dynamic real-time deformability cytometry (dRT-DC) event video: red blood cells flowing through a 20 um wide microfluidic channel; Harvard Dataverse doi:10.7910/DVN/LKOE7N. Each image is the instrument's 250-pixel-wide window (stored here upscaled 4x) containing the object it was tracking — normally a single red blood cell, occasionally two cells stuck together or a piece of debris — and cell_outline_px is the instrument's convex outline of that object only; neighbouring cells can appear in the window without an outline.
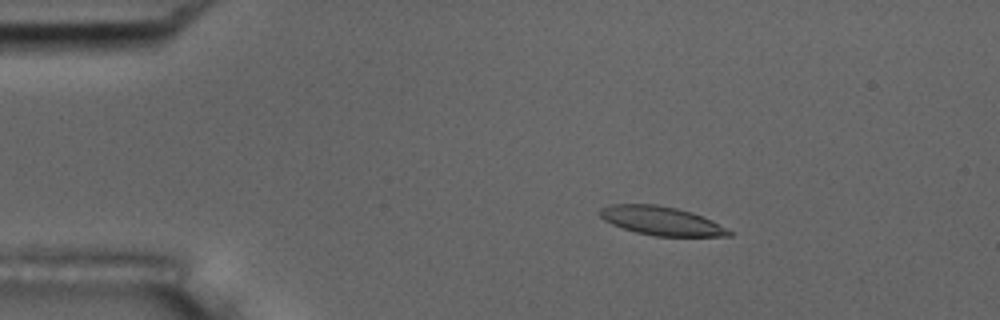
{"species": "common noctule bat (a hibernating species)", "species_latin": "Nyctalus noctula", "temperature_condition": "room temperature", "stored_images_in_passage": 54, "camera_frame_rate_fps": 3000, "um_per_image_px": 0.085, "animal": {"sex": "male", "body_mass_g": 17.5, "forearm_length_mm": 52.3}, "frame": {"image": 1, "passage_image": 9, "time_ms": 2.667, "image_size_px": [1000, 320], "cell_outline_px": [[732, 236], [656, 236], [636, 232], [612, 224], [604, 220], [600, 216], [600, 208], [612, 204], [656, 204], [676, 208], [692, 212], [712, 220], [732, 232]], "centroid_in_image_um": [56.21, 18.77], "position_along_channel_um": 28.8, "area_um2": 21.44}}
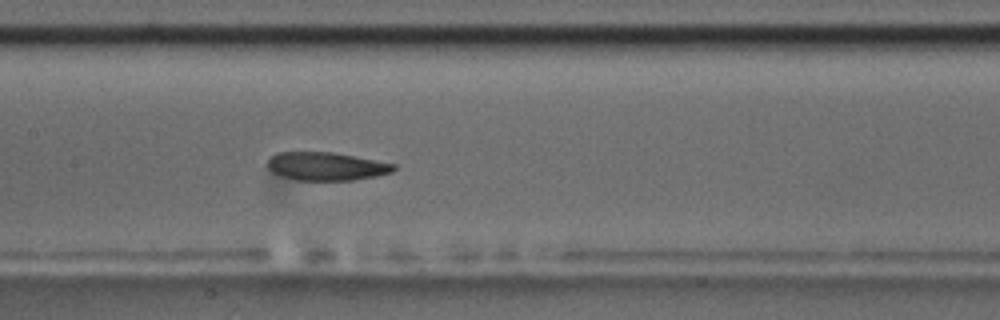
{"frame": {"image": 2, "passage_image": 26, "time_ms": 8.333, "image_size_px": [1000, 320], "cell_outline_px": [[396, 168], [392, 172], [376, 176], [352, 180], [296, 180], [280, 176], [272, 172], [268, 168], [268, 160], [276, 152], [332, 152], [396, 164]], "centroid_in_image_um": [27.71, 14.14], "position_along_channel_um": 179.7, "area_um2": 20.69}}
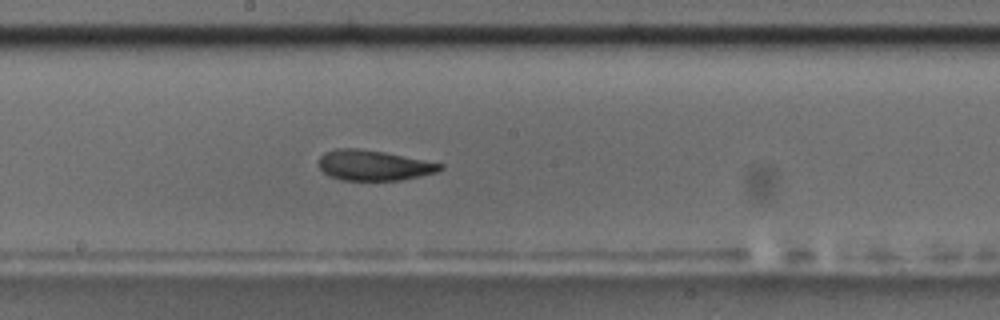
{"frame": {"image": 3, "passage_image": 29, "time_ms": 9.333, "image_size_px": [1000, 320], "cell_outline_px": [[444, 168], [436, 172], [420, 176], [400, 180], [340, 180], [328, 176], [320, 168], [320, 156], [324, 152], [336, 148], [360, 148], [384, 152], [444, 164]], "centroid_in_image_um": [31.75, 14.05], "position_along_channel_um": 216.5, "area_um2": 21.44}, "authors_computed_cell_mechanics": {"area_um2": 21.8195, "velocity_mm_per_s": 3.687, "shape_relaxation_time_tau1_ms": 9.3055, "shape_relaxation_time_tau2_ms": 1.6562, "deformation_change_tau1": 0.196, "deformation_change_tau2": 0.0745}}